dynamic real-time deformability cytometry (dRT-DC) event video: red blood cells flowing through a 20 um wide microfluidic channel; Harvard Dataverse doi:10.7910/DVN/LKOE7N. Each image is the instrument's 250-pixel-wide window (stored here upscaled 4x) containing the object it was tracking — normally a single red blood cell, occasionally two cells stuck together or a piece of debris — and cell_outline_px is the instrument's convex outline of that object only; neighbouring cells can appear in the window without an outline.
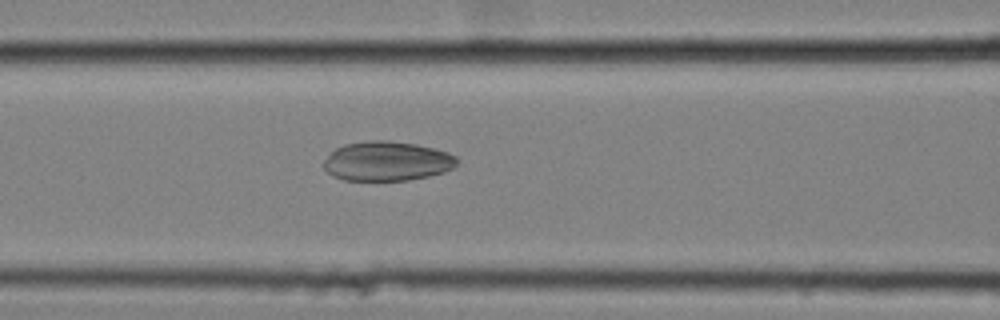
{"species": "common noctule bat (a hibernating species)", "species_latin": "Nyctalus noctula", "temperature_condition": "cold", "stored_images_in_passage": 44, "camera_frame_rate_fps": 3000, "um_per_image_px": 0.085, "animal": {"sex": "female", "body_mass_g": 25.1}, "frame": {"image": 1, "passage_image": 12, "time_ms": 3.667, "image_size_px": [1000, 320], "cell_outline_px": [[456, 164], [452, 168], [444, 172], [428, 176], [408, 180], [344, 180], [332, 176], [324, 168], [324, 160], [336, 148], [344, 144], [368, 140], [388, 140], [416, 144], [448, 152], [456, 156]], "centroid_in_image_um": [32.88, 13.69], "position_along_channel_um": 133.7, "area_um2": 30.58}}
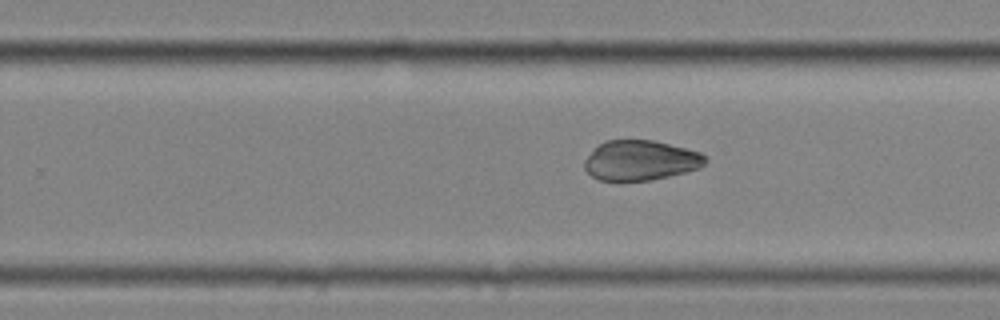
{"frame": {"image": 2, "passage_image": 24, "time_ms": 7.667, "image_size_px": [1000, 320], "cell_outline_px": [[708, 160], [700, 168], [652, 180], [600, 180], [592, 176], [584, 168], [584, 160], [604, 140], [652, 140], [700, 152], [708, 156]], "centroid_in_image_um": [54.46, 13.63], "position_along_channel_um": 275.3, "area_um2": 27.92}}
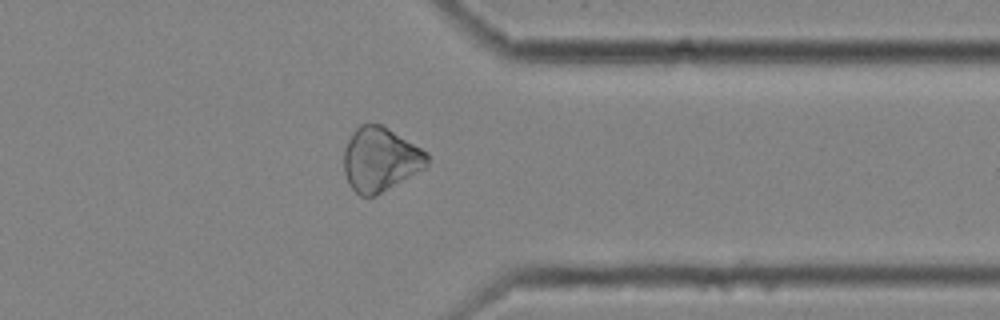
{"frame": {"image": 3, "passage_image": 33, "time_ms": 10.667, "image_size_px": [1000, 320], "cell_outline_px": [[428, 164], [424, 168], [376, 196], [360, 196], [352, 188], [344, 172], [344, 148], [352, 132], [360, 124], [380, 124], [388, 128], [428, 152]], "centroid_in_image_um": [32.31, 13.54], "position_along_channel_um": 379.1, "area_um2": 30.92}}